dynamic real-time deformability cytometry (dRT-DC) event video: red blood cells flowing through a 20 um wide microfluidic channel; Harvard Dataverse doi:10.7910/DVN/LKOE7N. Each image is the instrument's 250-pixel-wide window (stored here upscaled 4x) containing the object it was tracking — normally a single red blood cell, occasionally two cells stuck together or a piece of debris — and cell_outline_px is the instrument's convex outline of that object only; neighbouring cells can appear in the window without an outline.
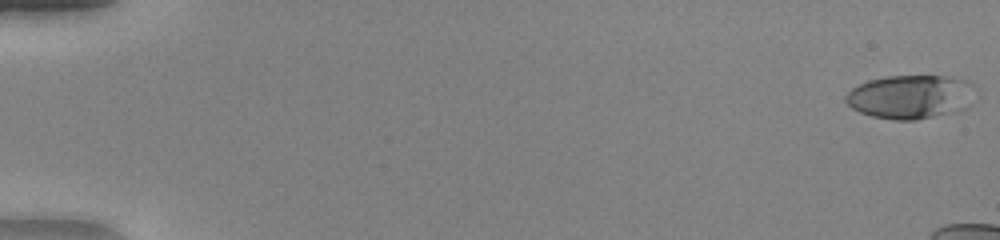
{"species": "human", "species_latin": "Homo sapiens", "temperature_condition": "warm", "stored_images_in_passage": 47, "camera_frame_rate_fps": 3000, "um_per_image_px": 0.085, "donor": {"sex": "female"}, "frame": {"image": 1, "passage_image": 1, "time_ms": 0.0, "image_size_px": [1000, 240], "cell_outline_px": [[964, 80], [952, 108], [948, 112], [916, 120], [896, 120], [872, 116], [860, 112], [852, 108], [844, 100], [844, 96], [852, 88], [868, 80], [888, 76], [944, 76]], "centroid_in_image_um": [76.92, 8.22], "position_along_channel_um": 8.1, "area_um2": 29.88}}
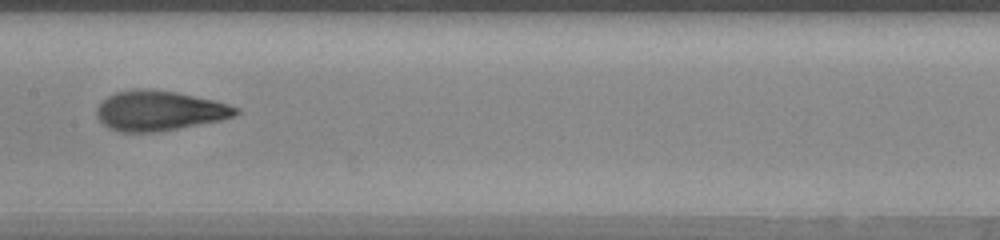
{"frame": {"image": 2, "passage_image": 28, "time_ms": 9.0, "image_size_px": [1000, 240], "cell_outline_px": [[240, 112], [236, 116], [220, 120], [156, 132], [120, 132], [108, 128], [96, 116], [96, 108], [108, 96], [116, 92], [136, 88], [144, 88], [176, 92], [212, 100], [228, 104], [240, 108]], "centroid_in_image_um": [13.53, 9.41], "position_along_channel_um": 193.9, "area_um2": 32.25}}
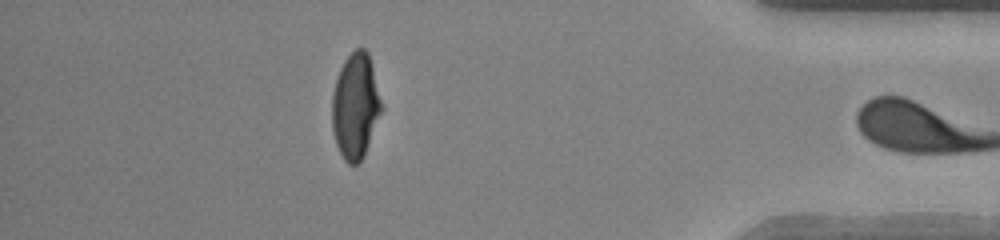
{"frame": {"image": 3, "passage_image": 46, "time_ms": 15.0, "image_size_px": [1000, 240], "cell_outline_px": [[384, 108], [364, 156], [356, 164], [348, 164], [344, 160], [336, 144], [332, 128], [332, 92], [340, 68], [344, 60], [356, 48], [364, 48], [368, 52]], "centroid_in_image_um": [30.22, 9.02], "position_along_channel_um": 405.0, "area_um2": 30.58}, "authors_computed_cell_mechanics": {"area_um2": 31.501, "velocity_mm_per_s": 4.1253, "shape_relaxation_time_tau1_ms": 4.5921, "shape_relaxation_time_tau2_ms": 1.0588, "deformation_change_tau1": 0.243, "deformation_change_tau2": 0.0733}}